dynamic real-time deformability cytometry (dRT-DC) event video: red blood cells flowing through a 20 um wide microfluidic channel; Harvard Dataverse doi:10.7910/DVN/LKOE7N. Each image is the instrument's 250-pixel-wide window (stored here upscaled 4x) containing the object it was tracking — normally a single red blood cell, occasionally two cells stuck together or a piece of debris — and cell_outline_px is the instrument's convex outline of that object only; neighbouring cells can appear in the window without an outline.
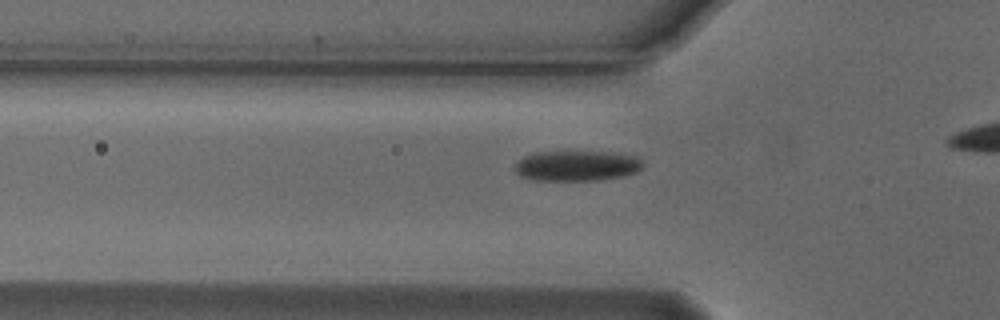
{"species": "Egyptian fruit bat (a non-hibernating species)", "species_latin": "Rousettus aegyptiacus", "temperature_condition": "cold", "stored_images_in_passage": 39, "camera_frame_rate_fps": 3000, "um_per_image_px": 0.085, "animal": {"sex": "male"}, "frame": {"image": 1, "passage_image": 13, "time_ms": 4.0, "image_size_px": [1000, 320], "cell_outline_px": [[644, 164], [636, 172], [624, 176], [600, 180], [532, 180], [520, 176], [512, 168], [516, 160], [524, 156], [536, 152], [620, 152], [640, 156]], "centroid_in_image_um": [49.04, 14.08], "position_along_channel_um": 76.8, "area_um2": 23.12}}
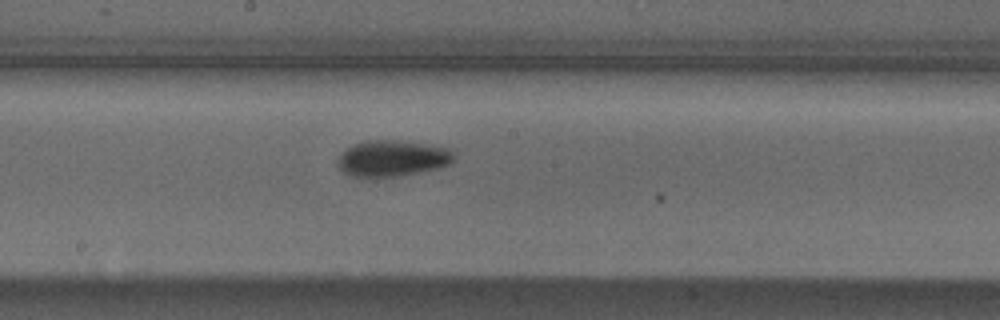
{"frame": {"image": 2, "passage_image": 24, "time_ms": 7.667, "image_size_px": [1000, 320], "cell_outline_px": [[456, 160], [440, 168], [396, 176], [352, 176], [344, 172], [336, 164], [340, 156], [352, 144], [364, 140], [396, 140], [424, 144], [448, 148], [456, 152]], "centroid_in_image_um": [33.39, 13.44], "position_along_channel_um": 214.8, "area_um2": 24.33}}
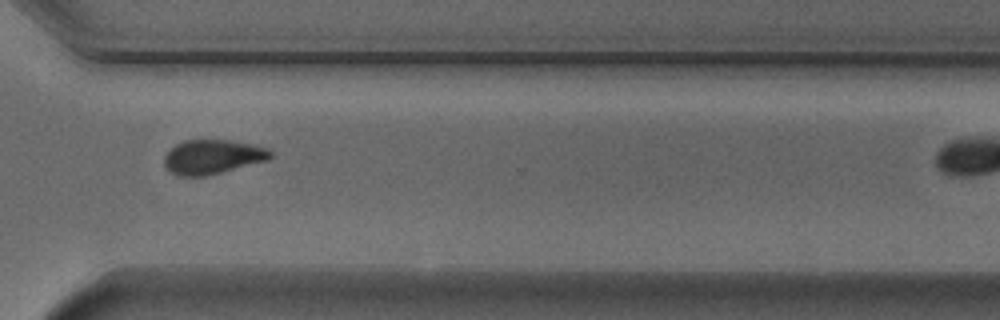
{"frame": {"image": 3, "passage_image": 35, "time_ms": 11.333, "image_size_px": [1000, 320], "cell_outline_px": [[272, 156], [268, 160], [208, 176], [176, 176], [164, 164], [164, 156], [176, 144], [184, 140], [228, 140], [252, 144], [268, 148], [272, 152]], "centroid_in_image_um": [18.08, 13.34], "position_along_channel_um": 352.5, "area_um2": 21.27}}